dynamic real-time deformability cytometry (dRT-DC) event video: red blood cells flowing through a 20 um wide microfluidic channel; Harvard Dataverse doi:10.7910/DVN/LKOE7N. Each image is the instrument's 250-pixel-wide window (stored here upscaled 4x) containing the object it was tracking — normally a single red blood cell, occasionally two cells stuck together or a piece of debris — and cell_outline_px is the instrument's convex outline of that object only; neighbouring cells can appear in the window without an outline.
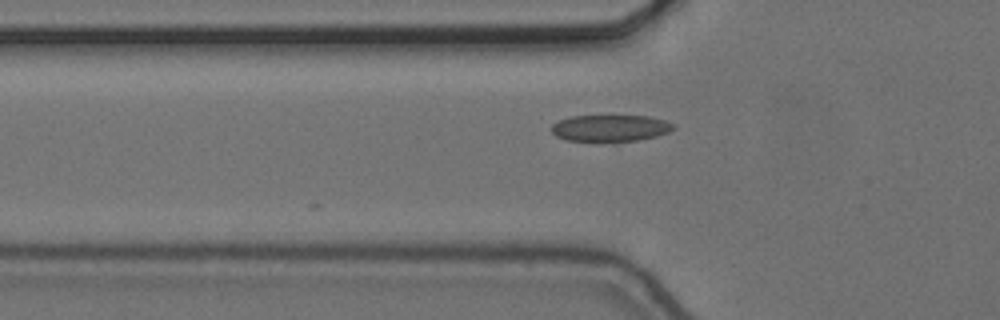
{"species": "common noctule bat (a hibernating species)", "species_latin": "Nyctalus noctula", "temperature_condition": "cold", "stored_images_in_passage": 28, "camera_frame_rate_fps": 3000, "um_per_image_px": 0.085, "animal": {"sex": "female", "body_mass_g": 24.6, "forearm_length_mm": 56.2}, "frame": {"image": 1, "passage_image": 3, "time_ms": 0.667, "image_size_px": [1000, 320], "cell_outline_px": [[676, 128], [668, 132], [656, 136], [616, 144], [612, 144], [568, 140], [556, 136], [552, 132], [552, 124], [560, 120], [572, 116], [648, 116], [664, 120], [676, 124]], "centroid_in_image_um": [51.89, 10.93], "position_along_channel_um": 73.9, "area_um2": 19.54}}
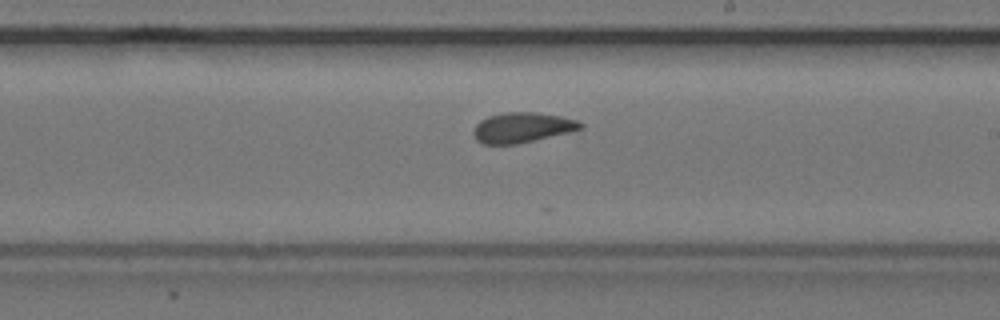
{"frame": {"image": 2, "passage_image": 17, "time_ms": 5.333, "image_size_px": [1000, 320], "cell_outline_px": [[584, 128], [568, 132], [516, 144], [484, 144], [476, 140], [472, 132], [476, 124], [480, 120], [488, 116], [504, 112], [536, 112], [560, 116], [576, 120], [584, 124]], "centroid_in_image_um": [44.36, 10.83], "position_along_channel_um": 244.6, "area_um2": 18.73}}
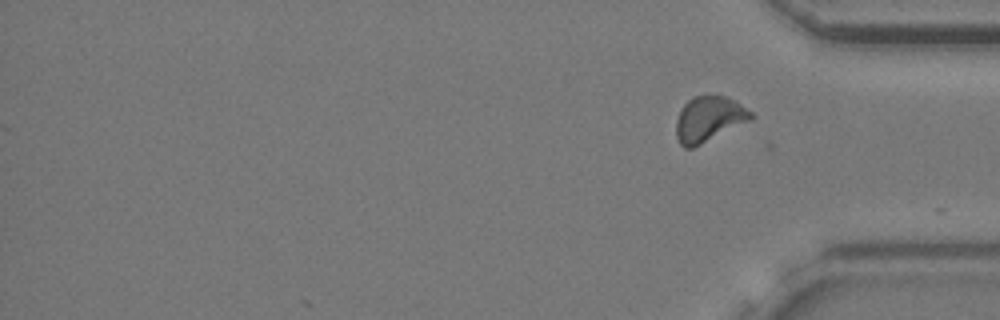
{"frame": {"image": 3, "passage_image": 28, "time_ms": 9.0, "image_size_px": [1000, 320], "cell_outline_px": [[756, 116], [752, 120], [692, 148], [684, 148], [680, 144], [676, 136], [676, 120], [680, 108], [692, 96], [704, 92], [724, 96], [736, 100], [752, 112]], "centroid_in_image_um": [60.26, 10.07], "position_along_channel_um": 374.9, "area_um2": 20.4}}